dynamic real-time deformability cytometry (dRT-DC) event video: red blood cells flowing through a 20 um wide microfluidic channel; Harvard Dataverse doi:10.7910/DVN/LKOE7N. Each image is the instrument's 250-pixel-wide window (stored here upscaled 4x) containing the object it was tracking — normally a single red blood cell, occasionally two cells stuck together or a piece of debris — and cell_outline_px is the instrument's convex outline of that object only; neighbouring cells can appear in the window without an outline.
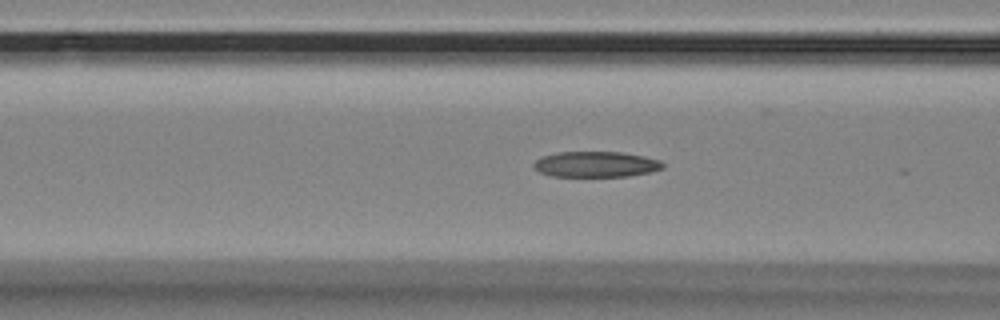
{"species": "Egyptian fruit bat (a non-hibernating species)", "species_latin": "Rousettus aegyptiacus", "temperature_condition": "room temperature", "stored_images_in_passage": 39, "camera_frame_rate_fps": 3000, "um_per_image_px": 0.085, "animal": {"sex": "female"}, "frame": {"image": 1, "passage_image": 21, "time_ms": 6.667, "image_size_px": [1000, 320], "cell_outline_px": [[664, 168], [652, 172], [628, 176], [552, 176], [540, 172], [532, 168], [532, 164], [536, 160], [544, 156], [556, 152], [620, 152], [644, 156], [660, 160], [664, 164]], "centroid_in_image_um": [50.66, 13.96], "position_along_channel_um": 115.9, "area_um2": 19.36}}
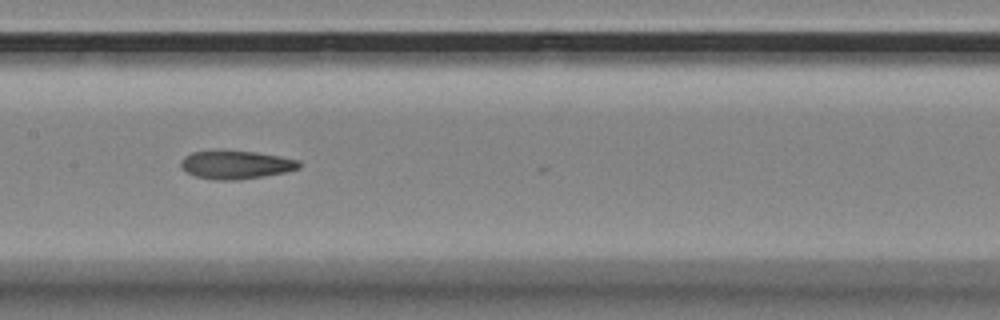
{"frame": {"image": 2, "passage_image": 27, "time_ms": 8.667, "image_size_px": [1000, 320], "cell_outline_px": [[300, 168], [284, 172], [264, 176], [236, 180], [216, 180], [196, 176], [188, 172], [180, 164], [180, 160], [184, 156], [192, 152], [256, 152], [280, 156], [300, 160]], "centroid_in_image_um": [20.09, 14.02], "position_along_channel_um": 187.3, "area_um2": 19.02}}
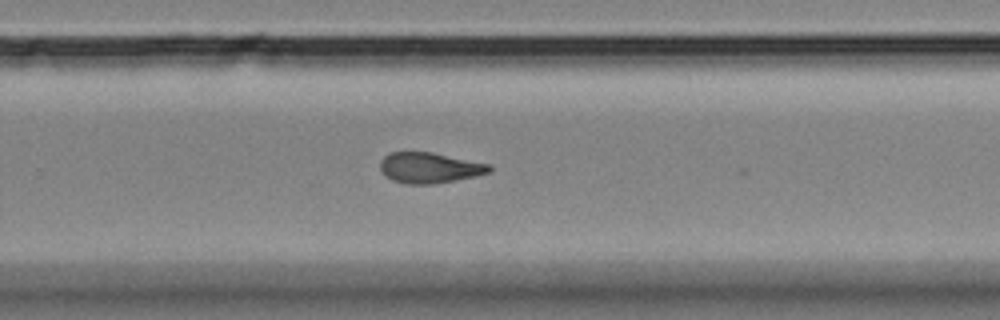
{"frame": {"image": 3, "passage_image": 36, "time_ms": 11.667, "image_size_px": [1000, 320], "cell_outline_px": [[492, 172], [476, 176], [432, 184], [408, 184], [392, 180], [384, 176], [380, 168], [380, 160], [388, 152], [432, 152], [492, 164]], "centroid_in_image_um": [36.52, 14.25], "position_along_channel_um": 293.3, "area_um2": 19.71}}